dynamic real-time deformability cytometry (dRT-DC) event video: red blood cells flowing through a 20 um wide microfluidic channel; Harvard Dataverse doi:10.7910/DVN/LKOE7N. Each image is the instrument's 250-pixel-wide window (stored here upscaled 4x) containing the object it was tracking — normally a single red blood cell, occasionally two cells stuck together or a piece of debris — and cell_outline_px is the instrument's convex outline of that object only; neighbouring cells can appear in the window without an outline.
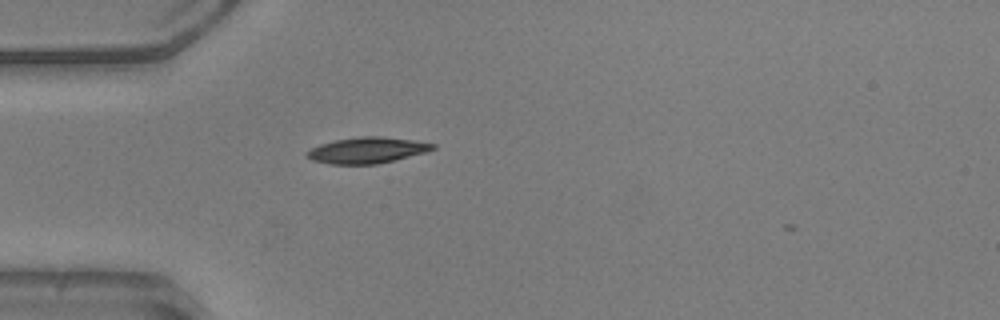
{"species": "common noctule bat (a hibernating species)", "species_latin": "Nyctalus noctula", "temperature_condition": "warm", "stored_images_in_passage": 2, "camera_frame_rate_fps": 3000, "um_per_image_px": 0.085, "animal": {"sex": "male", "body_mass_g": 20.5, "forearm_length_mm": 52.5}, "frame": {"image": 1, "passage_image": 1, "time_ms": 0.0, "image_size_px": [1000, 320], "cell_outline_px": [[436, 148], [424, 152], [396, 160], [376, 164], [328, 164], [312, 160], [304, 152], [320, 144], [336, 140], [360, 136], [380, 136], [412, 140], [436, 144]], "centroid_in_image_um": [31.19, 12.77], "position_along_channel_um": 53.8, "area_um2": 18.96}}